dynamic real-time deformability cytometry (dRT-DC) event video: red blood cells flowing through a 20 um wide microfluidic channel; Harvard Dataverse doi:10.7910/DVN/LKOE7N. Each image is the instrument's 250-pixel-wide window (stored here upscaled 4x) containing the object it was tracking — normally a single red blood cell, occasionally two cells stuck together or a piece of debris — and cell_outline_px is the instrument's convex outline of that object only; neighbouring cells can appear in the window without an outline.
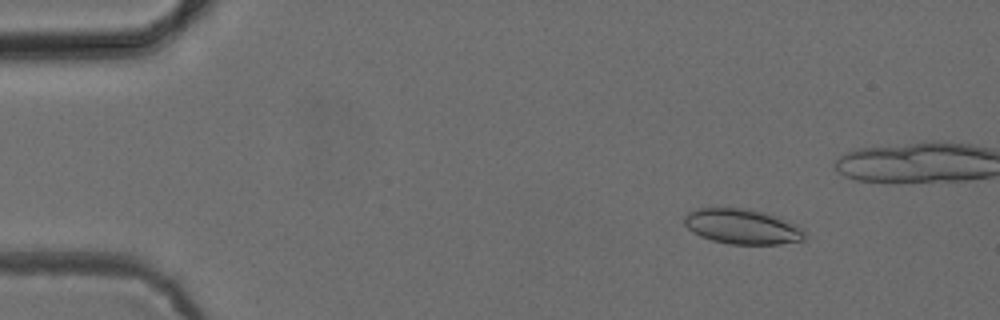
{"species": "common noctule bat (a hibernating species)", "species_latin": "Nyctalus noctula", "temperature_condition": "cold", "stored_images_in_passage": 5, "camera_frame_rate_fps": 3000, "um_per_image_px": 0.085, "animal": {"sex": "female", "body_mass_g": 24.6, "forearm_length_mm": 56.2}, "frame": {"image": 1, "passage_image": 2, "time_ms": 1.0, "image_size_px": [1000, 320], "cell_outline_px": [[808, 236], [804, 240], [780, 244], [728, 244], [712, 240], [700, 236], [692, 232], [684, 224], [684, 216], [688, 212], [696, 208], [752, 208], [780, 216], [804, 228]], "centroid_in_image_um": [63.15, 19.24], "position_along_channel_um": 21.9, "area_um2": 25.26}}